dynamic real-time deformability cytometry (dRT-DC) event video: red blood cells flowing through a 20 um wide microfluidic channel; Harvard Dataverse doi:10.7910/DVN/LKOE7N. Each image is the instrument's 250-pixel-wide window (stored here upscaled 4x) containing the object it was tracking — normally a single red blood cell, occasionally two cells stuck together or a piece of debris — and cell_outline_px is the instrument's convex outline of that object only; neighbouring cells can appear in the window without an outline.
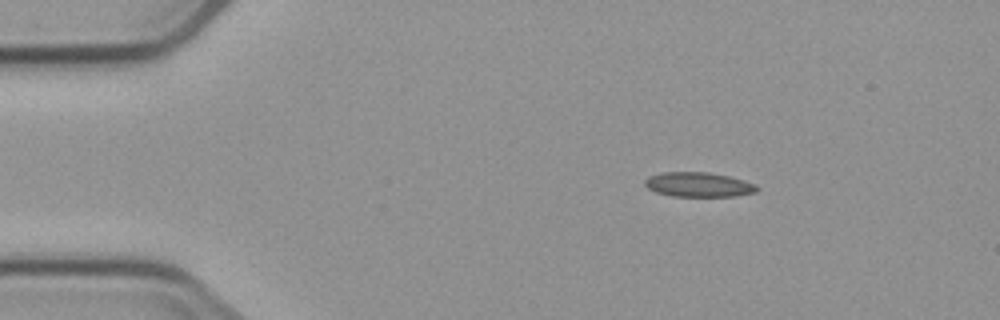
{"species": "common noctule bat (a hibernating species)", "species_latin": "Nyctalus noctula", "temperature_condition": "cold", "stored_images_in_passage": 4, "camera_frame_rate_fps": 3000, "um_per_image_px": 0.085, "animal": {"sex": "male", "body_mass_g": 23.1, "forearm_length_mm": 52.7}, "frame": {"image": 1, "passage_image": 2, "time_ms": 1.333, "image_size_px": [1000, 320], "cell_outline_px": [[760, 188], [756, 192], [736, 196], [672, 196], [656, 192], [648, 188], [644, 184], [644, 180], [648, 176], [660, 172], [708, 172], [728, 176], [756, 184]], "centroid_in_image_um": [59.36, 15.69], "position_along_channel_um": 25.6, "area_um2": 16.13}}